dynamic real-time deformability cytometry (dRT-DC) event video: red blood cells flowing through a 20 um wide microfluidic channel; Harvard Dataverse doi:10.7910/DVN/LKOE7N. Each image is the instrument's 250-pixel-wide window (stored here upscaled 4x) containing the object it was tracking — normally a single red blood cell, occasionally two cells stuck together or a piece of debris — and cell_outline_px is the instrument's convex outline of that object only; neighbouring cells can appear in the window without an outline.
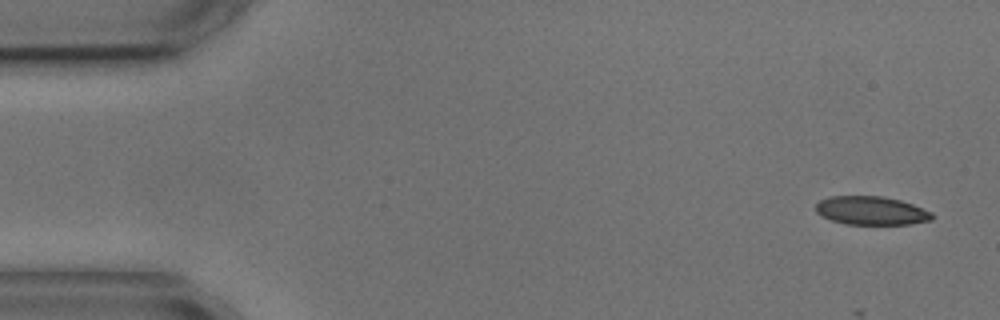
{"species": "common noctule bat (a hibernating species)", "species_latin": "Nyctalus noctula", "temperature_condition": "cold", "stored_images_in_passage": 4, "camera_frame_rate_fps": 3000, "um_per_image_px": 0.085, "animal": {"sex": "male", "body_mass_g": 17.9, "forearm_length_mm": 54.2}, "frame": {"image": 1, "passage_image": 1, "time_ms": 0.0, "image_size_px": [1000, 320], "cell_outline_px": [[936, 216], [932, 220], [912, 224], [848, 224], [832, 220], [820, 216], [816, 212], [816, 204], [820, 200], [832, 196], [884, 196], [900, 200], [912, 204], [932, 212]], "centroid_in_image_um": [74.09, 17.9], "position_along_channel_um": 10.9, "area_um2": 19.42}}